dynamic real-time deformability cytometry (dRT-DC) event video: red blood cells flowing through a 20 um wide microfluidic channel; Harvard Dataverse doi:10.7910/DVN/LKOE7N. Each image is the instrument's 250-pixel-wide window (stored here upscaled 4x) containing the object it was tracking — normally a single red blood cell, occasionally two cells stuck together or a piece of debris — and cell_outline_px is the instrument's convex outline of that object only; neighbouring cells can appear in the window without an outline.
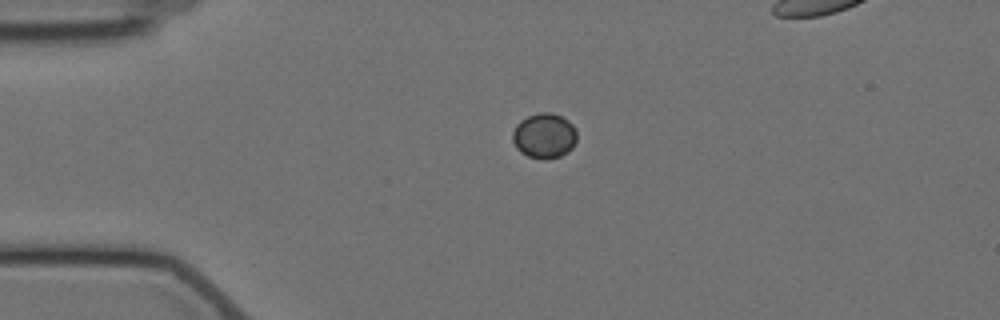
{"species": "Egyptian fruit bat (a non-hibernating species)", "species_latin": "Rousettus aegyptiacus", "temperature_condition": "cold", "stored_images_in_passage": 3, "segment_of_instrument_passage": [1, 2], "camera_frame_rate_fps": 3000, "um_per_image_px": 0.085, "animal": {"sex": "female"}, "frame": {"image": 1, "passage_image": 1, "time_ms": 0.0, "image_size_px": [1000, 320], "cell_outline_px": [[576, 140], [572, 148], [568, 152], [560, 156], [548, 160], [544, 160], [528, 156], [520, 152], [516, 148], [512, 140], [512, 132], [516, 124], [520, 120], [528, 116], [540, 112], [552, 112], [568, 120], [576, 128]], "centroid_in_image_um": [46.25, 11.54], "position_along_channel_um": 38.7, "area_um2": 17.17}}